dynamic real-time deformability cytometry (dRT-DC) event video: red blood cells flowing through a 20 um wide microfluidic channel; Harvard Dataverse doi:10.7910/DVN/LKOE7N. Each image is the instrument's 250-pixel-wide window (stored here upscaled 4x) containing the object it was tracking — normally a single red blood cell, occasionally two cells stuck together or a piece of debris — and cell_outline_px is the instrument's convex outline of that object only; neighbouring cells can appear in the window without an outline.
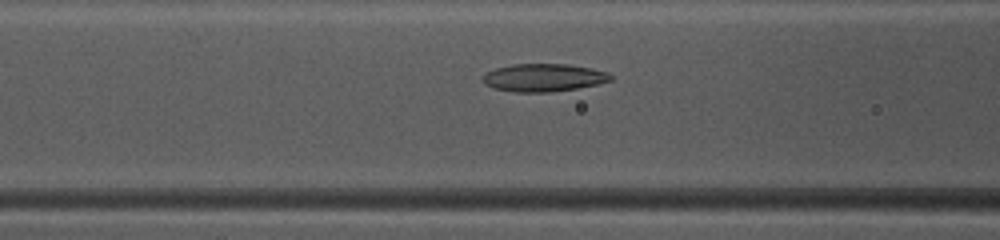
{"species": "common noctule bat (a hibernating species)", "species_latin": "Nyctalus noctula", "temperature_condition": "warm", "stored_images_in_passage": 39, "camera_frame_rate_fps": 3000, "um_per_image_px": 0.085, "animal": {"sex": "female", "body_mass_g": 10.0, "forearm_length_mm": 53.1}, "frame": {"image": 1, "passage_image": 16, "time_ms": 5.0, "image_size_px": [1000, 240], "cell_outline_px": [[612, 80], [600, 84], [552, 92], [512, 92], [492, 88], [484, 84], [480, 80], [480, 76], [484, 72], [496, 68], [512, 64], [568, 64], [592, 68], [608, 72], [612, 76]], "centroid_in_image_um": [46.15, 6.6], "position_along_channel_um": 120.4, "area_um2": 21.15}}
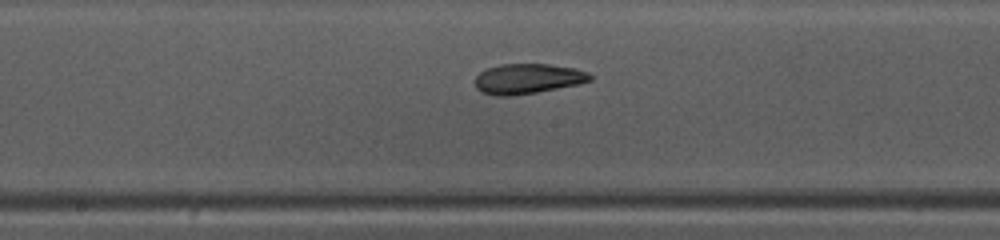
{"frame": {"image": 2, "passage_image": 22, "time_ms": 7.0, "image_size_px": [1000, 240], "cell_outline_px": [[592, 80], [580, 84], [536, 92], [508, 96], [496, 96], [480, 92], [476, 88], [476, 76], [480, 72], [488, 68], [500, 64], [548, 64], [576, 68], [588, 72], [592, 76]], "centroid_in_image_um": [44.87, 6.69], "position_along_channel_um": 203.3, "area_um2": 20.23}}
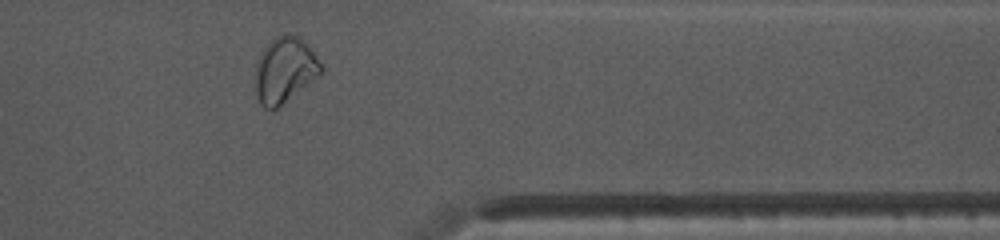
{"frame": {"image": 3, "passage_image": 36, "time_ms": 11.667, "image_size_px": [1000, 240], "cell_outline_px": [[324, 72], [320, 76], [276, 108], [264, 108], [260, 104], [256, 92], [256, 68], [260, 56], [264, 48], [276, 36], [288, 32], [300, 36], [308, 44], [324, 68]], "centroid_in_image_um": [24.25, 5.92], "position_along_channel_um": 387.2, "area_um2": 25.03}, "authors_computed_cell_mechanics": {"area_um2": 21.2704, "velocity_mm_per_s": 4.125, "shape_relaxation_time_tau1_ms": 6.9383, "shape_relaxation_time_tau2_ms": 1.9474, "deformation_change_tau1": 0.2213, "deformation_change_tau2": 0.0809}}